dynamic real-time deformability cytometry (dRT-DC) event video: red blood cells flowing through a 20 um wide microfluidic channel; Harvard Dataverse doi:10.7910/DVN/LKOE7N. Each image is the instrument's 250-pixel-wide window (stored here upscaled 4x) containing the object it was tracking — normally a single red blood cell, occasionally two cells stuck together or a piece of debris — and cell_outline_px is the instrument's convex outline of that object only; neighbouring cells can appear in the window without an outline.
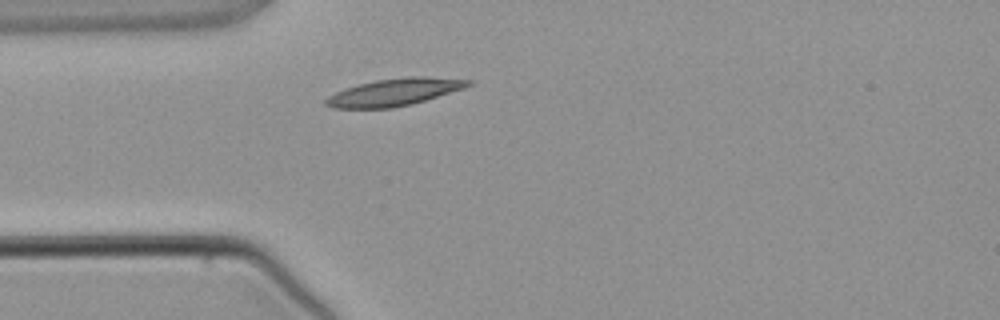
{"species": "common noctule bat (a hibernating species)", "species_latin": "Nyctalus noctula", "temperature_condition": "warm", "stored_images_in_passage": 5, "camera_frame_rate_fps": 3000, "um_per_image_px": 0.085, "animal": {"sex": "male", "body_mass_g": 21.5, "forearm_length_mm": 52.0}, "frame": {"image": 1, "passage_image": 5, "time_ms": 5.0, "image_size_px": [1000, 320], "cell_outline_px": [[476, 80], [472, 84], [464, 88], [412, 104], [392, 108], [332, 108], [324, 104], [324, 100], [328, 96], [344, 88], [376, 80], [408, 76], [428, 76]], "centroid_in_image_um": [33.54, 7.82], "position_along_channel_um": 51.5, "area_um2": 22.72}}